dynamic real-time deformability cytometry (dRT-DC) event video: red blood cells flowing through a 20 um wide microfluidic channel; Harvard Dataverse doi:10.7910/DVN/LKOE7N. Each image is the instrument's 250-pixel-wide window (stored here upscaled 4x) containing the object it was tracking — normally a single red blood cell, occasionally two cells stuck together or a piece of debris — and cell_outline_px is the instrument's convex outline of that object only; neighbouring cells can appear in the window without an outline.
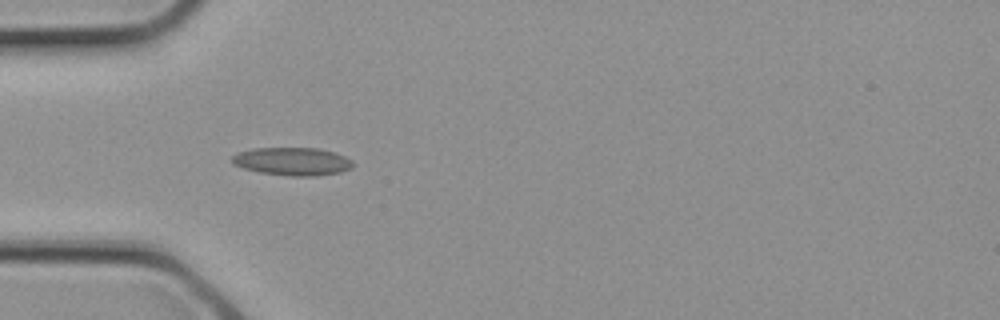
{"species": "common noctule bat (a hibernating species)", "species_latin": "Nyctalus noctula", "temperature_condition": "cold", "stored_images_in_passage": 2, "camera_frame_rate_fps": 3000, "um_per_image_px": 0.085, "animal": {"sex": "female", "body_mass_g": 21.9}, "frame": {"image": 1, "passage_image": 2, "time_ms": 0.333, "image_size_px": [1000, 320], "cell_outline_px": [[352, 168], [340, 172], [316, 176], [288, 176], [260, 172], [244, 168], [232, 164], [232, 156], [236, 152], [252, 148], [320, 148], [344, 156], [352, 160]], "centroid_in_image_um": [24.82, 13.72], "position_along_channel_um": 60.2, "area_um2": 19.77}}